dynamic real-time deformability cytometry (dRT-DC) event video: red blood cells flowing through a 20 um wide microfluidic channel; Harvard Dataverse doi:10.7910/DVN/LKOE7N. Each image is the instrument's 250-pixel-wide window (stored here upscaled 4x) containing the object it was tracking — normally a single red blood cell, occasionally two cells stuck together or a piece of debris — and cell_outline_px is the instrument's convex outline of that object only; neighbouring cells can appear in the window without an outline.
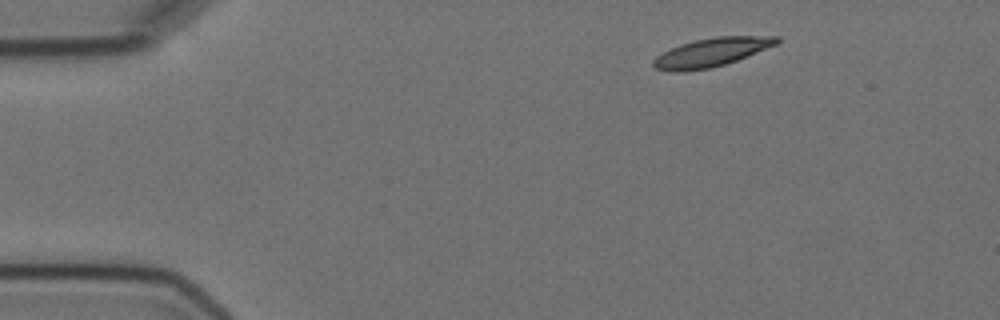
{"species": "Egyptian fruit bat (a non-hibernating species)", "species_latin": "Rousettus aegyptiacus", "temperature_condition": "cold", "stored_images_in_passage": 6, "camera_frame_rate_fps": 3000, "um_per_image_px": 0.085, "animal": {"sex": "female"}, "frame": {"image": 1, "passage_image": 1, "time_ms": 0.0, "image_size_px": [1000, 320], "cell_outline_px": [[780, 40], [776, 44], [736, 60], [724, 64], [708, 68], [684, 72], [668, 72], [656, 68], [652, 64], [652, 60], [656, 56], [680, 44], [696, 40], [716, 36], [780, 36]], "centroid_in_image_um": [60.43, 4.45], "position_along_channel_um": 24.6, "area_um2": 20.35}}
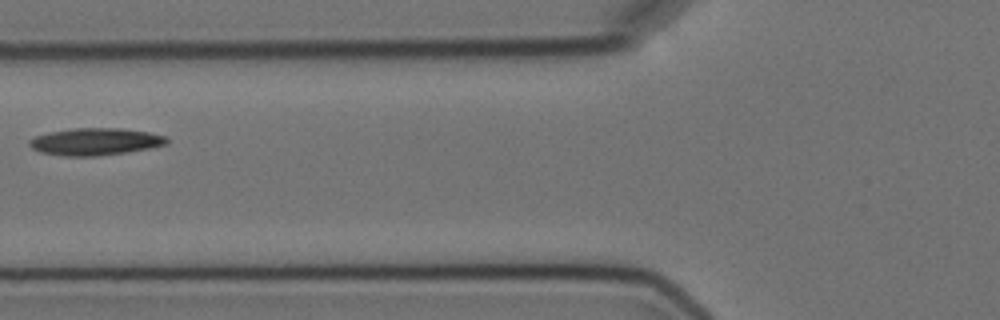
{"frame": {"image": 2, "passage_image": 5, "time_ms": 4.667, "image_size_px": [1000, 320], "cell_outline_px": [[168, 144], [128, 152], [96, 156], [64, 156], [40, 152], [32, 148], [28, 144], [28, 140], [36, 136], [52, 132], [76, 128], [120, 128], [148, 132], [164, 136], [168, 140]], "centroid_in_image_um": [8.09, 12.04], "position_along_channel_um": 117.7, "area_um2": 21.56}}
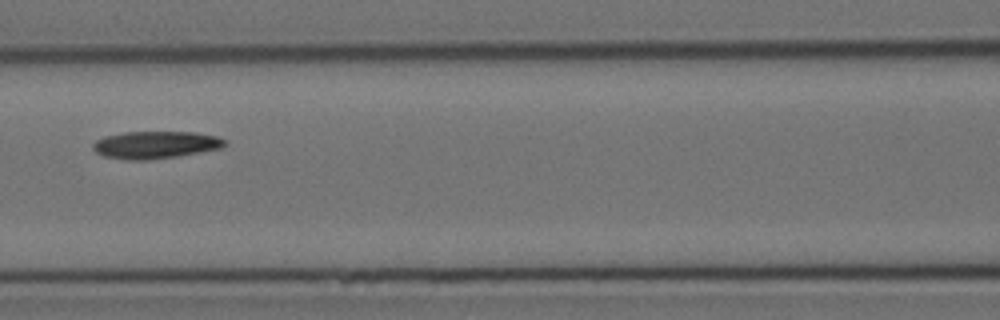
{"frame": {"image": 3, "passage_image": 6, "time_ms": 5.667, "image_size_px": [1000, 320], "cell_outline_px": [[228, 144], [220, 148], [200, 152], [176, 156], [148, 160], [124, 160], [104, 156], [96, 152], [92, 148], [92, 144], [96, 140], [104, 136], [124, 132], [196, 132], [216, 136], [224, 140]], "centroid_in_image_um": [13.18, 12.31], "position_along_channel_um": 153.4, "area_um2": 21.04}}